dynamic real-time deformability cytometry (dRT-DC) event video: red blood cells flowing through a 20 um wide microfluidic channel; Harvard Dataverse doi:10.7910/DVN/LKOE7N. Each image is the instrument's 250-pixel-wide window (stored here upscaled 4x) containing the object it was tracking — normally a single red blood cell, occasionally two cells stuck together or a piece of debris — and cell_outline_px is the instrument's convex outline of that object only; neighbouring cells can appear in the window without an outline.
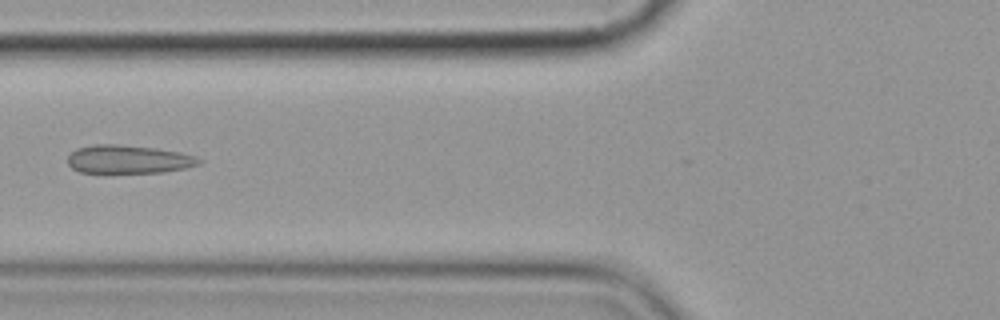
{"species": "common noctule bat (a hibernating species)", "species_latin": "Nyctalus noctula", "temperature_condition": "cold", "stored_images_in_passage": 7, "camera_frame_rate_fps": 3000, "um_per_image_px": 0.085, "animal": {"sex": "female", "body_mass_g": 19.9}, "frame": {"image": 1, "passage_image": 7, "time_ms": 7.333, "image_size_px": [1000, 320], "cell_outline_px": [[204, 160], [200, 164], [184, 168], [164, 172], [80, 172], [72, 168], [68, 164], [68, 156], [76, 148], [92, 144], [120, 144], [156, 148], [180, 152], [196, 156]], "centroid_in_image_um": [10.93, 13.52], "position_along_channel_um": 114.9, "area_um2": 21.73}}